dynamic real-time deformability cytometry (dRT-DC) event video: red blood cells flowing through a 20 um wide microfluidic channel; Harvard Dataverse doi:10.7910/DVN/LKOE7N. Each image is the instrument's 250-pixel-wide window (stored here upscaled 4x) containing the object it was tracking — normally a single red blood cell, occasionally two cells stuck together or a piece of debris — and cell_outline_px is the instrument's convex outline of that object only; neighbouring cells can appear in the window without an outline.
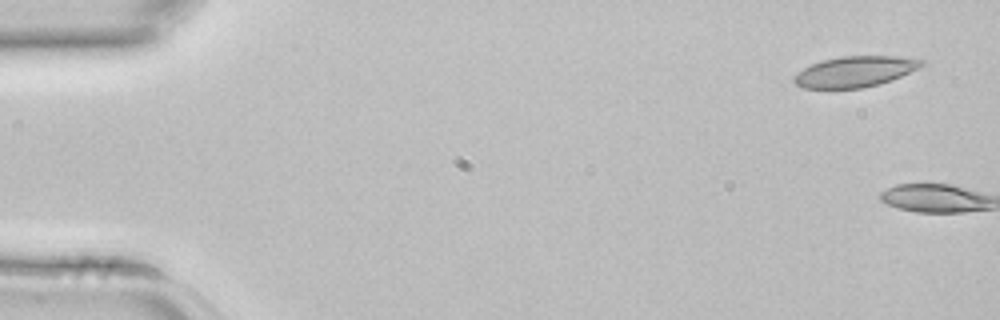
{"species": "common noctule bat (a hibernating species)", "species_latin": "Nyctalus noctula", "temperature_condition": "room temperature", "stored_images_in_passage": 4, "camera_frame_rate_fps": 3000, "um_per_image_px": 0.085, "animal": {"sex": "female", "body_mass_g": 22.7, "forearm_length_mm": 54.2}, "frame": {"image": 1, "passage_image": 1, "time_ms": 0.0, "image_size_px": [1000, 320], "cell_outline_px": [[924, 64], [920, 68], [892, 80], [880, 84], [860, 88], [804, 88], [796, 84], [792, 80], [792, 76], [804, 68], [812, 64], [824, 60], [840, 56], [896, 56], [924, 60]], "centroid_in_image_um": [72.68, 6.09], "position_along_channel_um": 12.3, "area_um2": 22.83}}